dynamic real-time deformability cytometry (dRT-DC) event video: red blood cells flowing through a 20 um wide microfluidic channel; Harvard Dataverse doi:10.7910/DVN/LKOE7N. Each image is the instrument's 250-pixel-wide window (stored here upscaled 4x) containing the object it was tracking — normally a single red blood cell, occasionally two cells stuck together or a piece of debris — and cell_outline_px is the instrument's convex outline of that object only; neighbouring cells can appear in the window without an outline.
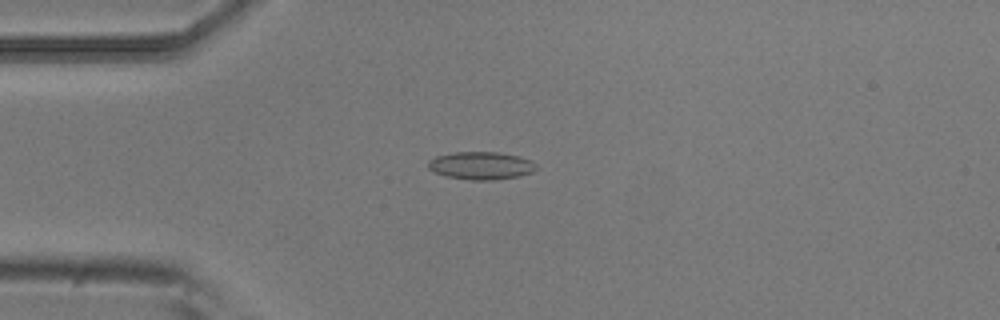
{"species": "common noctule bat (a hibernating species)", "species_latin": "Nyctalus noctula", "temperature_condition": "room temperature", "stored_images_in_passage": 7, "camera_frame_rate_fps": 3000, "um_per_image_px": 0.085, "animal": {"sex": "male", "body_mass_g": 20.5, "forearm_length_mm": 52.5}, "frame": {"image": 1, "passage_image": 4, "time_ms": 1.0, "image_size_px": [1000, 320], "cell_outline_px": [[540, 168], [532, 172], [520, 176], [492, 180], [472, 180], [444, 176], [428, 168], [428, 160], [436, 156], [456, 152], [500, 152], [520, 156], [532, 160]], "centroid_in_image_um": [40.94, 14.07], "position_along_channel_um": 44.1, "area_um2": 17.69}}
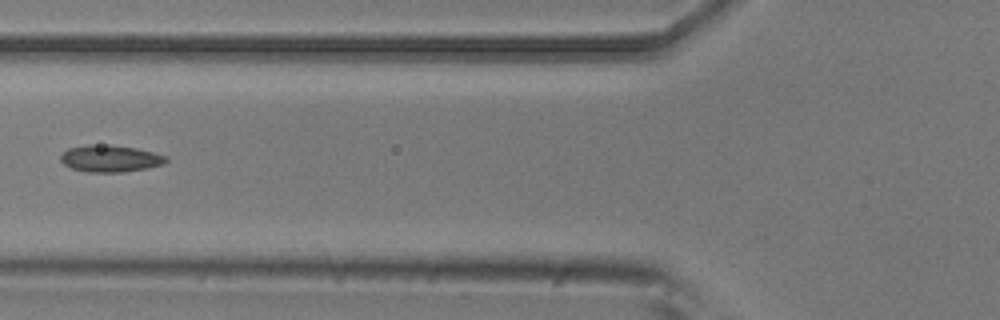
{"frame": {"image": 2, "passage_image": 6, "time_ms": 1.667, "image_size_px": [1000, 320], "cell_outline_px": [[168, 160], [164, 164], [148, 168], [124, 172], [88, 172], [72, 168], [64, 164], [60, 160], [60, 156], [68, 148], [88, 144], [108, 144], [136, 148], [168, 156]], "centroid_in_image_um": [9.39, 13.47], "position_along_channel_um": 116.4, "area_um2": 16.65}}
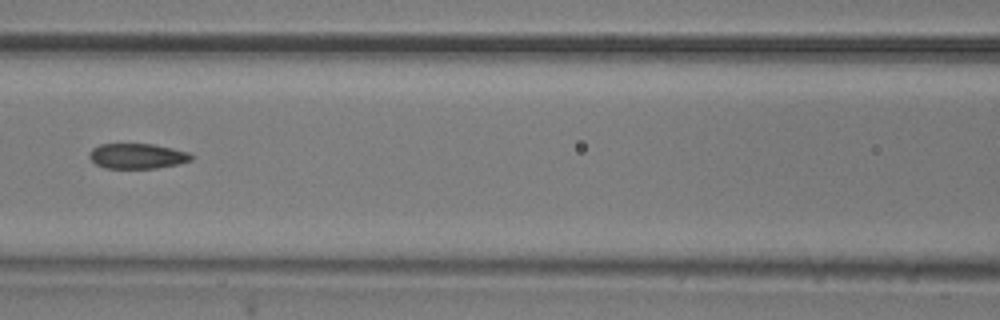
{"frame": {"image": 3, "passage_image": 7, "time_ms": 2.0, "image_size_px": [1000, 320], "cell_outline_px": [[192, 160], [180, 164], [156, 168], [104, 168], [96, 164], [88, 156], [88, 152], [92, 148], [100, 144], [152, 144], [172, 148], [188, 152], [192, 156]], "centroid_in_image_um": [11.65, 13.27], "position_along_channel_um": 155.0, "area_um2": 15.03}}